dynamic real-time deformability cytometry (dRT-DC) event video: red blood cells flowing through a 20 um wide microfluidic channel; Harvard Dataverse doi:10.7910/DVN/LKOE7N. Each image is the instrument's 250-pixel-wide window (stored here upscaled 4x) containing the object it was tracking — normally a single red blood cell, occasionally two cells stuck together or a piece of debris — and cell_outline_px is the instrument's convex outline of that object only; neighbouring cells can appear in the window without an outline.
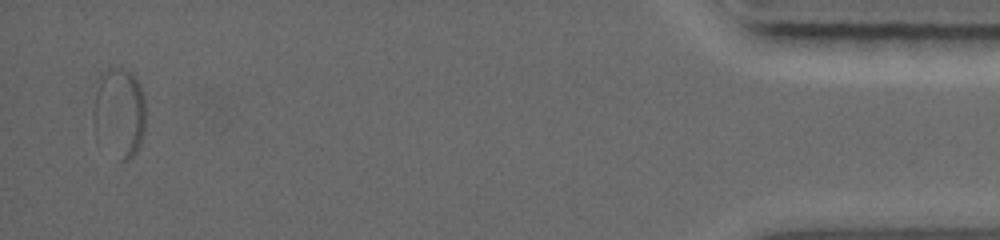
{"species": "common noctule bat (a hibernating species)", "species_latin": "Nyctalus noctula", "temperature_condition": "warm", "stored_images_in_passage": 69, "segment_of_instrument_passage": [2, 2], "camera_frame_rate_fps": 5000, "um_per_image_px": 0.085, "animal": {"sex": "female", "body_mass_g": 19.0, "forearm_length_mm": 56.7}, "frame": {"image": 1, "passage_image": 69, "time_ms": 13.2, "image_size_px": [1000, 240], "cell_outline_px": [[144, 136], [136, 152], [132, 156], [124, 160], [120, 160], [96, 144], [92, 120], [92, 84], [100, 72], [116, 68], [124, 68], [140, 84], [144, 96]], "centroid_in_image_um": [10.03, 9.59], "position_along_channel_um": 425.2, "area_um2": 28.78}}